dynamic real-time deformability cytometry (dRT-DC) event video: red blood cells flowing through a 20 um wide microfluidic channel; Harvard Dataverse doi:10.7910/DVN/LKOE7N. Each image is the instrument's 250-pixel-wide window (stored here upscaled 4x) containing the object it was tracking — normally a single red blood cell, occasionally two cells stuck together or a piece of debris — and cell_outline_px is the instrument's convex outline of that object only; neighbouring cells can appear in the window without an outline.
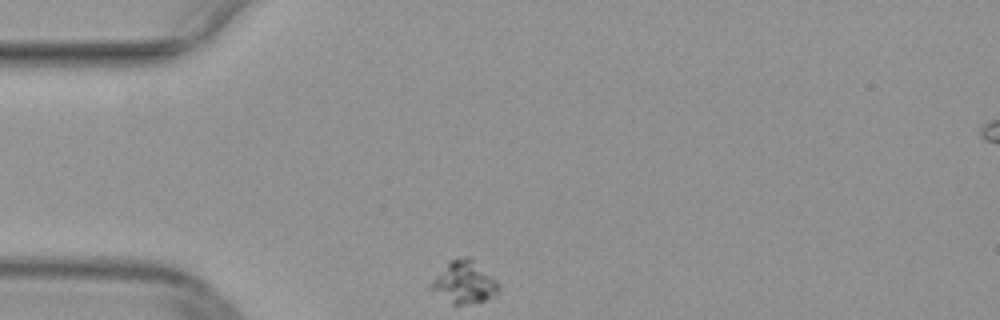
{"species": "common noctule bat (a hibernating species)", "species_latin": "Nyctalus noctula", "temperature_condition": "warm", "stored_images_in_passage": 41, "camera_frame_rate_fps": 3000, "um_per_image_px": 0.085, "animal": {"sex": "female", "body_mass_g": 29.2, "forearm_length_mm": 56.3}, "frame": {"image": 1, "passage_image": 1, "time_ms": 0.0, "image_size_px": [1000, 320], "cell_outline_px": [[500, 288], [496, 296], [484, 300], [464, 304], [452, 304], [428, 288], [428, 284], [448, 260], [468, 256], [472, 256], [500, 284]], "centroid_in_image_um": [39.45, 23.96], "position_along_channel_um": 45.5, "area_um2": 16.99}}
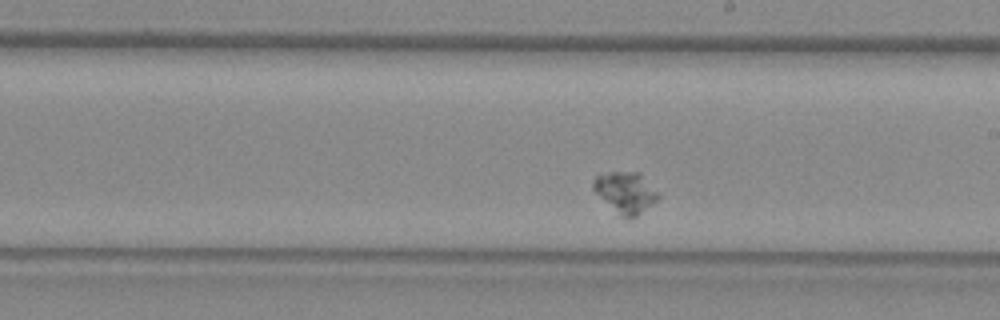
{"frame": {"image": 2, "passage_image": 18, "time_ms": 5.667, "image_size_px": [1000, 320], "cell_outline_px": [[660, 196], [652, 204], [636, 216], [620, 216], [592, 188], [592, 180], [596, 176], [608, 172], [640, 172], [660, 192]], "centroid_in_image_um": [53.2, 16.31], "position_along_channel_um": 235.8, "area_um2": 15.37}}
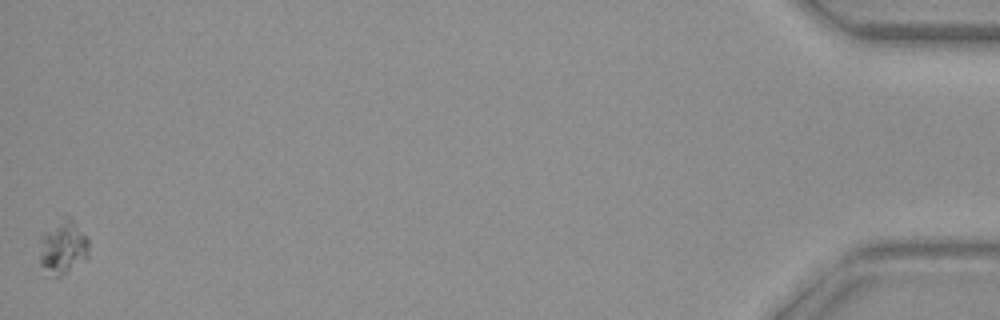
{"frame": {"image": 3, "passage_image": 41, "time_ms": 13.333, "image_size_px": [1000, 320], "cell_outline_px": [[88, 256], [56, 280], [40, 264], [40, 236], [44, 232], [68, 216], [88, 236]], "centroid_in_image_um": [5.35, 21.05], "position_along_channel_um": 429.9, "area_um2": 15.14}}